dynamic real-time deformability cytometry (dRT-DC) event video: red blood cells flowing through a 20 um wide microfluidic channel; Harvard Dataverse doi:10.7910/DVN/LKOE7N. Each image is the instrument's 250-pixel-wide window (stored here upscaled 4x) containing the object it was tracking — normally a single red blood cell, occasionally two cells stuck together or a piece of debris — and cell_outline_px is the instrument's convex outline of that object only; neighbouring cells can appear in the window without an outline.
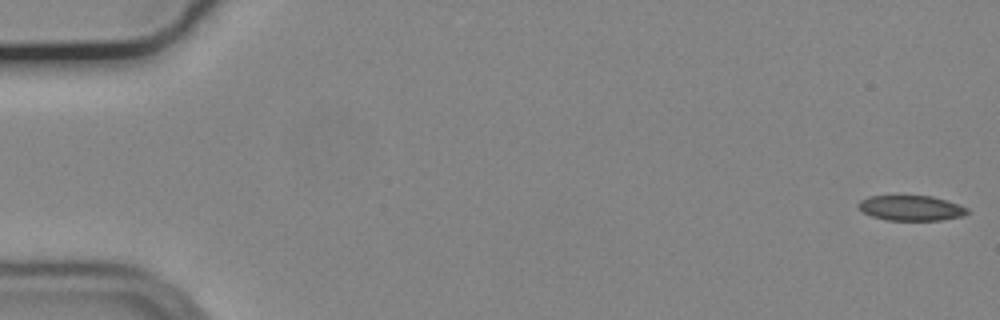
{"species": "common noctule bat (a hibernating species)", "species_latin": "Nyctalus noctula", "temperature_condition": "cold", "stored_images_in_passage": 20, "camera_frame_rate_fps": 3000, "um_per_image_px": 0.085, "animal": {"sex": "male", "body_mass_g": 19.2, "forearm_length_mm": 51.8}, "frame": {"image": 1, "passage_image": 1, "time_ms": 0.0, "image_size_px": [1000, 320], "cell_outline_px": [[968, 212], [964, 216], [940, 220], [888, 220], [872, 216], [864, 212], [856, 204], [860, 200], [868, 196], [932, 196], [960, 204], [968, 208]], "centroid_in_image_um": [77.46, 17.68], "position_along_channel_um": 7.5, "area_um2": 15.95}}
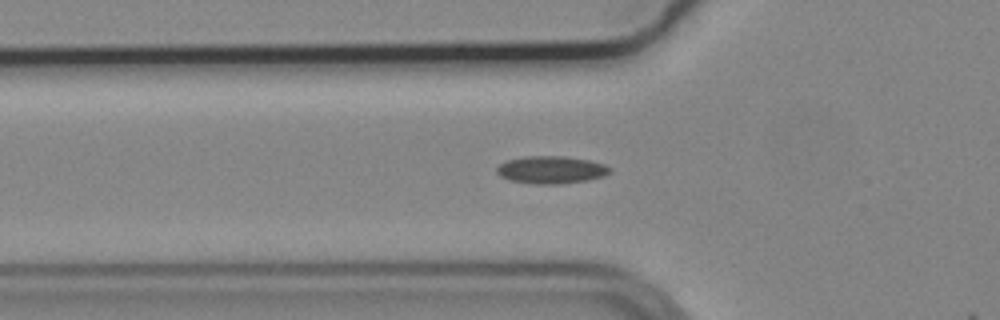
{"frame": {"image": 2, "passage_image": 19, "time_ms": 6.0, "image_size_px": [1000, 320], "cell_outline_px": [[612, 172], [604, 176], [588, 180], [560, 184], [532, 184], [508, 180], [500, 176], [496, 172], [496, 168], [500, 164], [508, 160], [524, 156], [564, 156], [588, 160], [604, 164], [612, 168]], "centroid_in_image_um": [46.85, 14.44], "position_along_channel_um": 78.9, "area_um2": 18.32}}